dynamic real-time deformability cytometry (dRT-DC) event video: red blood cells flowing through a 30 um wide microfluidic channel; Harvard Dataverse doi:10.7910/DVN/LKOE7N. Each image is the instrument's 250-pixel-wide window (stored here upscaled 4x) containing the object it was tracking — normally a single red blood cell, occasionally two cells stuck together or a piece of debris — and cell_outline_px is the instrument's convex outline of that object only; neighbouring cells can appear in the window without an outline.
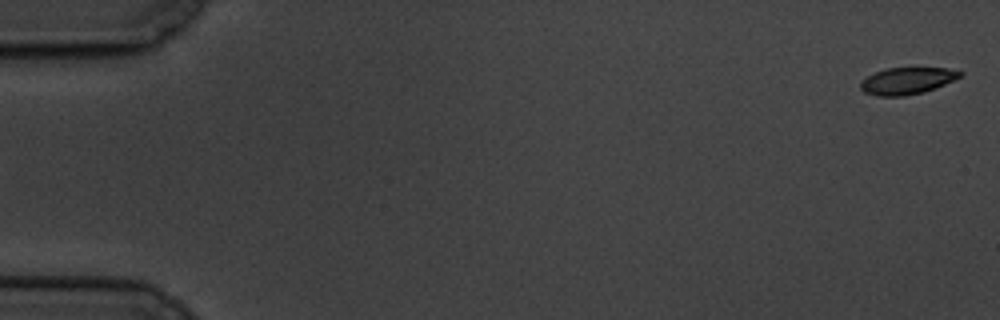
{"species": "common noctule bat (a hibernating species)", "species_latin": "Nyctalus noctula", "temperature_condition": "cold", "stored_images_in_passage": 4, "segment_of_instrument_passage": [2, 2], "camera_frame_rate_fps": 3000, "um_per_image_px": 0.085, "animal": {"sex": "male", "body_mass_g": 19.5, "forearm_length_mm": 54.6}, "frame": {"image": 1, "passage_image": 4, "time_ms": 3.667, "image_size_px": [1000, 320], "cell_outline_px": [[964, 72], [960, 76], [944, 84], [924, 92], [904, 96], [876, 96], [864, 92], [860, 88], [860, 80], [876, 72], [888, 68], [948, 68]], "centroid_in_image_um": [77.06, 6.87], "position_along_channel_um": 7.9, "area_um2": 15.43}}